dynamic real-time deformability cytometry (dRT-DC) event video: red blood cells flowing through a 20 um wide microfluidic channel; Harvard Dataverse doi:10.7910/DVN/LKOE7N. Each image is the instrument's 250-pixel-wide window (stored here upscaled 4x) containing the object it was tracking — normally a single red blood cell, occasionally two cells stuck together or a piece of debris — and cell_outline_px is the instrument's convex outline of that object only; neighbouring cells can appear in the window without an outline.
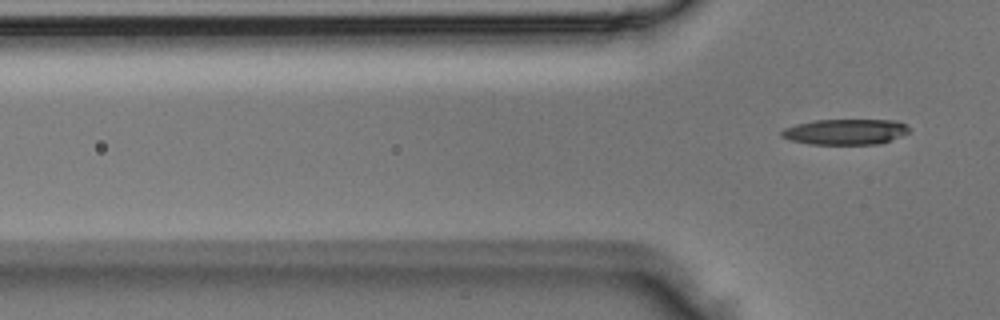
{"species": "Egyptian fruit bat (a non-hibernating species)", "species_latin": "Rousettus aegyptiacus", "temperature_condition": "room temperature", "stored_images_in_passage": 3, "camera_frame_rate_fps": 3000, "um_per_image_px": 0.085, "animal": {"sex": "male"}, "frame": {"image": 1, "passage_image": 3, "time_ms": 0.667, "image_size_px": [1000, 320], "cell_outline_px": [[908, 132], [892, 140], [880, 144], [808, 144], [792, 140], [780, 136], [780, 132], [784, 128], [796, 124], [816, 120], [896, 120], [904, 124], [908, 128]], "centroid_in_image_um": [71.84, 11.2], "position_along_channel_um": 54.0, "area_um2": 18.96}}